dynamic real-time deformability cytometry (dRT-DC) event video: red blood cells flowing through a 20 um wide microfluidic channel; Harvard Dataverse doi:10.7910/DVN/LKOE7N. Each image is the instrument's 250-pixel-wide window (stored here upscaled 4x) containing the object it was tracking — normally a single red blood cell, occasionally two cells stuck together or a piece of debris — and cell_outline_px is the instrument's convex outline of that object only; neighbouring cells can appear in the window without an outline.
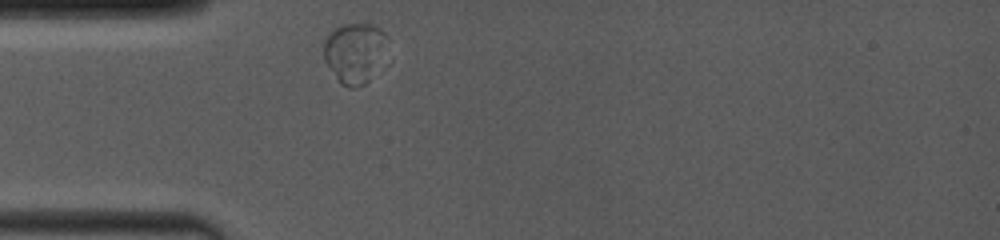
{"species": "common noctule bat (a hibernating species)", "species_latin": "Nyctalus noctula", "temperature_condition": "room temperature", "stored_images_in_passage": 1, "camera_frame_rate_fps": 4000, "um_per_image_px": 0.085, "animal": {"sex": "female", "body_mass_g": 19.0, "forearm_length_mm": 53.3}, "frame": {"image": 1, "passage_image": 1, "time_ms": 0.0, "image_size_px": [1000, 240], "cell_outline_px": [[388, 36], [368, 80], [364, 84], [356, 88], [348, 88], [340, 84], [324, 60], [324, 40], [336, 28], [344, 24], [368, 24], [380, 28]], "centroid_in_image_um": [30.06, 4.48], "position_along_channel_um": 54.9, "area_um2": 21.39}}